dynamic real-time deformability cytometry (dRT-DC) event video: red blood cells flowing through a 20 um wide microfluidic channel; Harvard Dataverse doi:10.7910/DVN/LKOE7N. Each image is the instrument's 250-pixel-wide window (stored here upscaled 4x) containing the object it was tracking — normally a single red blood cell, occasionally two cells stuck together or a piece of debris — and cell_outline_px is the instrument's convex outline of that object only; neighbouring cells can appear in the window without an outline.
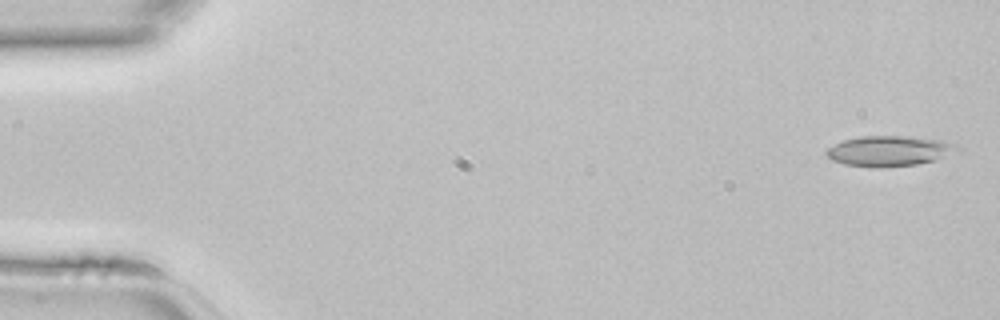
{"species": "common noctule bat (a hibernating species)", "species_latin": "Nyctalus noctula", "temperature_condition": "room temperature", "stored_images_in_passage": 44, "camera_frame_rate_fps": 3000, "um_per_image_px": 0.085, "animal": {"sex": "female", "body_mass_g": 22.7, "forearm_length_mm": 54.2}, "frame": {"image": 1, "passage_image": 1, "time_ms": 0.0, "image_size_px": [1000, 320], "cell_outline_px": [[960, 148], [936, 160], [916, 164], [880, 168], [872, 168], [844, 164], [832, 160], [824, 152], [828, 148], [844, 140], [860, 136], [900, 136], [940, 140], [952, 144]], "centroid_in_image_um": [75.51, 12.85], "position_along_channel_um": 9.5, "area_um2": 22.77}}
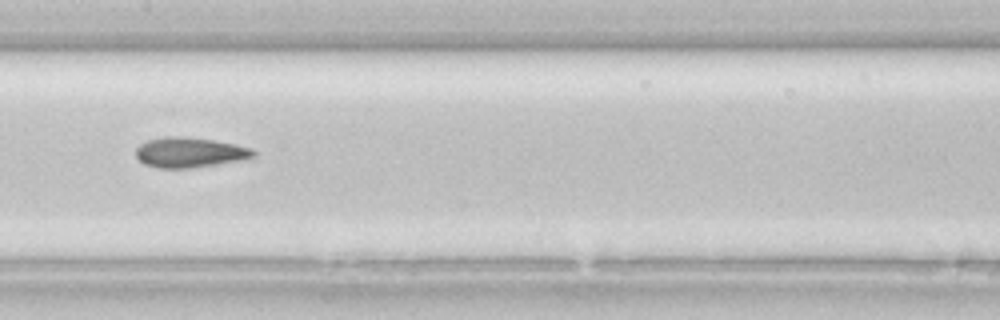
{"frame": {"image": 2, "passage_image": 22, "time_ms": 7.0, "image_size_px": [1000, 320], "cell_outline_px": [[256, 156], [248, 160], [188, 168], [156, 168], [144, 164], [136, 156], [136, 148], [140, 144], [148, 140], [164, 136], [180, 136], [212, 140], [252, 148], [256, 152]], "centroid_in_image_um": [16.15, 12.97], "position_along_channel_um": 191.3, "area_um2": 20.75}}
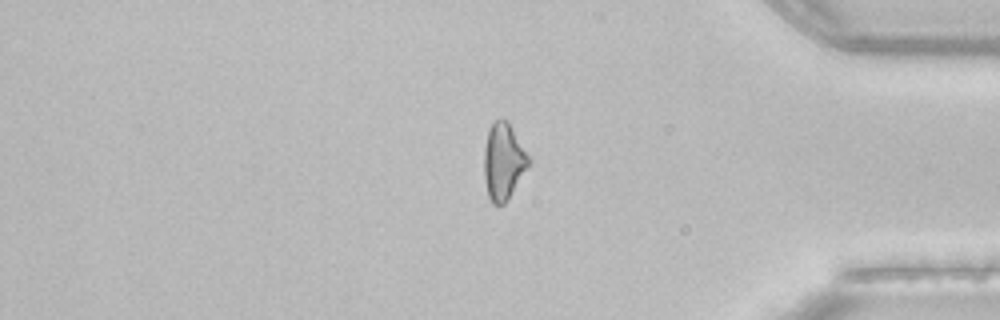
{"frame": {"image": 3, "passage_image": 37, "time_ms": 12.0, "image_size_px": [1000, 320], "cell_outline_px": [[528, 164], [504, 204], [492, 204], [488, 196], [484, 180], [484, 148], [488, 128], [496, 120], [508, 120], [528, 156]], "centroid_in_image_um": [42.73, 13.7], "position_along_channel_um": 392.5, "area_um2": 19.31}}